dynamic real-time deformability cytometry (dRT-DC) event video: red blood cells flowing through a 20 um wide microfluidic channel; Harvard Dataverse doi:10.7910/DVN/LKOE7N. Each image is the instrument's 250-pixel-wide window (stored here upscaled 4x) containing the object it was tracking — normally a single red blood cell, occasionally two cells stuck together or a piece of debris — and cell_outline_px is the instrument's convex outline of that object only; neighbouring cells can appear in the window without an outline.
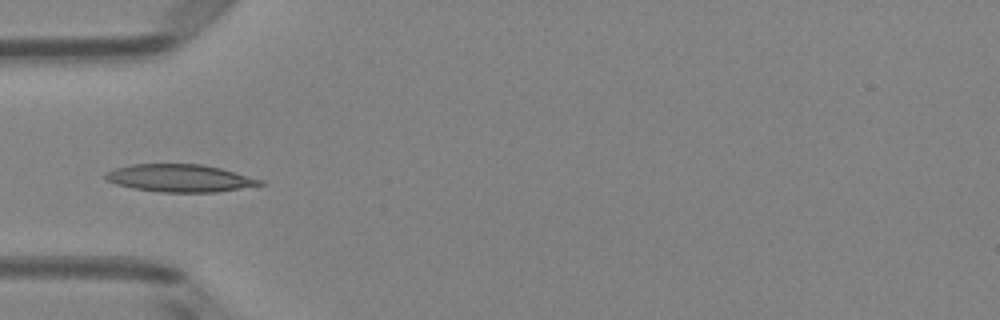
{"species": "Egyptian fruit bat (a non-hibernating species)", "species_latin": "Rousettus aegyptiacus", "temperature_condition": "room temperature", "stored_images_in_passage": 5, "camera_frame_rate_fps": 3000, "um_per_image_px": 0.085, "animal": {"sex": "female"}, "frame": {"image": 1, "passage_image": 5, "time_ms": 1.333, "image_size_px": [1000, 320], "cell_outline_px": [[268, 184], [216, 192], [160, 192], [136, 188], [116, 184], [108, 180], [104, 176], [108, 172], [116, 168], [132, 164], [204, 164], [236, 172], [264, 180]], "centroid_in_image_um": [15.37, 15.14], "position_along_channel_um": 69.6, "area_um2": 24.74}}